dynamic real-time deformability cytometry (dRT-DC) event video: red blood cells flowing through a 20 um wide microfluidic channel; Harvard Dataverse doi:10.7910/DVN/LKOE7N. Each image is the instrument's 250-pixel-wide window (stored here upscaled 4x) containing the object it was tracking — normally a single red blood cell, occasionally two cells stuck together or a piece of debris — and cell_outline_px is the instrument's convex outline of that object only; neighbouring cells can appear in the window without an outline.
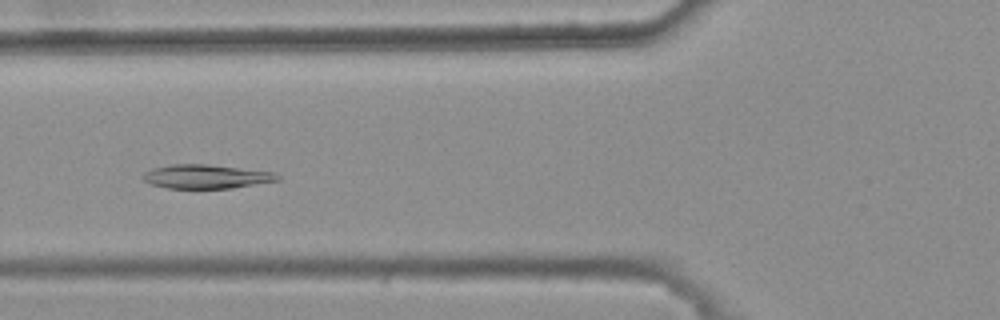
{"species": "common noctule bat (a hibernating species)", "species_latin": "Nyctalus noctula", "temperature_condition": "warm", "stored_images_in_passage": 5, "camera_frame_rate_fps": 3000, "um_per_image_px": 0.085, "animal": {"sex": "female", "body_mass_g": 25.1}, "frame": {"image": 1, "passage_image": 5, "time_ms": 1.333, "image_size_px": [1000, 320], "cell_outline_px": [[280, 180], [232, 188], [168, 188], [152, 184], [144, 180], [144, 172], [152, 168], [172, 164], [204, 164], [276, 172], [280, 176]], "centroid_in_image_um": [17.56, 15.0], "position_along_channel_um": 108.2, "area_um2": 18.61}}